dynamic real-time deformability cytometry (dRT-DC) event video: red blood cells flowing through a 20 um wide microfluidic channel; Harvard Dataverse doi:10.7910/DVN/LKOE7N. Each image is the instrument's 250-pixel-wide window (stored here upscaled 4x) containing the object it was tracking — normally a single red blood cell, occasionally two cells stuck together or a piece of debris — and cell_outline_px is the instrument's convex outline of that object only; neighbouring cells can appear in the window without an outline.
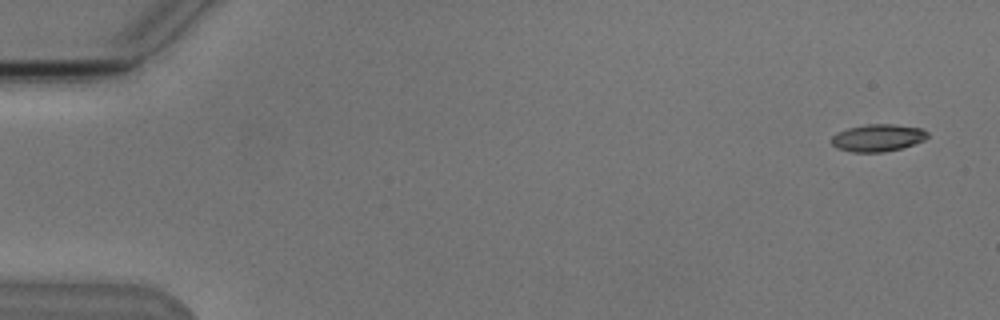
{"species": "Egyptian fruit bat (a non-hibernating species)", "species_latin": "Rousettus aegyptiacus", "temperature_condition": "cold", "stored_images_in_passage": 5, "camera_frame_rate_fps": 3000, "um_per_image_px": 0.085, "animal": {"sex": "male"}, "frame": {"image": 1, "passage_image": 1, "time_ms": 0.0, "image_size_px": [1000, 320], "cell_outline_px": [[928, 136], [924, 140], [900, 148], [884, 152], [852, 152], [836, 148], [832, 144], [832, 136], [836, 132], [848, 128], [868, 124], [892, 124], [920, 128], [928, 132]], "centroid_in_image_um": [74.58, 11.71], "position_along_channel_um": 10.4, "area_um2": 15.14}}